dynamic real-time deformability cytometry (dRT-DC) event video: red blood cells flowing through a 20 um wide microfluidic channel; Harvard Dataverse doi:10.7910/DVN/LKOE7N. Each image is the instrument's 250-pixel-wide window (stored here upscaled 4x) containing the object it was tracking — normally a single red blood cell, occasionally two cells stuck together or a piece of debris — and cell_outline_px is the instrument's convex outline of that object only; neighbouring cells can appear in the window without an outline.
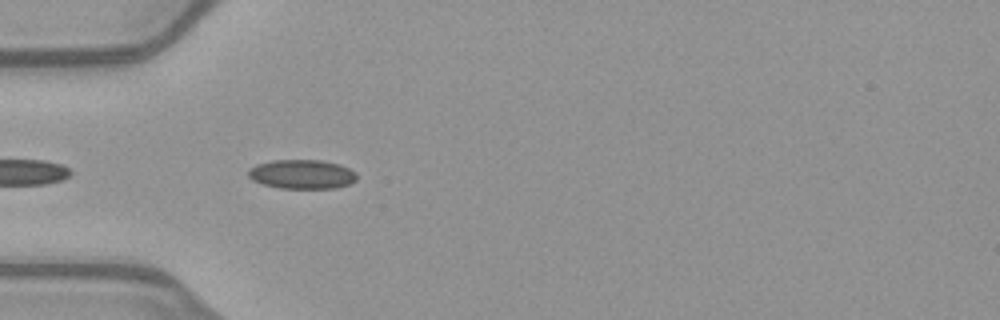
{"species": "common noctule bat (a hibernating species)", "species_latin": "Nyctalus noctula", "temperature_condition": "warm", "stored_images_in_passage": 5, "camera_frame_rate_fps": 3000, "um_per_image_px": 0.085, "animal": {"sex": "female", "body_mass_g": 21.9}, "frame": {"image": 1, "passage_image": 2, "time_ms": 0.333, "image_size_px": [1000, 320], "cell_outline_px": [[356, 180], [348, 184], [336, 188], [280, 188], [264, 184], [252, 180], [248, 176], [248, 168], [256, 164], [272, 160], [320, 160], [340, 164], [356, 172]], "centroid_in_image_um": [25.65, 14.8], "position_along_channel_um": 59.4, "area_um2": 18.5}}